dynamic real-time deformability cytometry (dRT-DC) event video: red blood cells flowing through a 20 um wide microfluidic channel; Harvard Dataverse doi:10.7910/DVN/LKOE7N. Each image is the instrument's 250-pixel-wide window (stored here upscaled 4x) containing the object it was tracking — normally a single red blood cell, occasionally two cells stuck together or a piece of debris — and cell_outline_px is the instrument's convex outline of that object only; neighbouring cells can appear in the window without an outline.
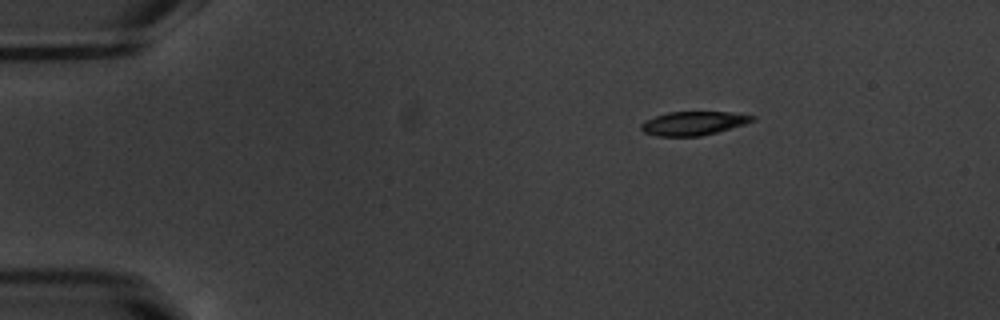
{"species": "common noctule bat (a hibernating species)", "species_latin": "Nyctalus noctula", "temperature_condition": "warm", "stored_images_in_passage": 46, "camera_frame_rate_fps": 3000, "um_per_image_px": 0.085, "animal": {"sex": "male", "body_mass_g": 20.1, "forearm_length_mm": 53.5}, "frame": {"image": 1, "passage_image": 1, "time_ms": 0.0, "image_size_px": [1000, 320], "cell_outline_px": [[756, 120], [744, 124], [716, 132], [700, 136], [656, 136], [644, 132], [640, 128], [640, 124], [644, 120], [668, 112], [728, 112], [756, 116]], "centroid_in_image_um": [58.91, 10.48], "position_along_channel_um": 26.1, "area_um2": 15.32}}
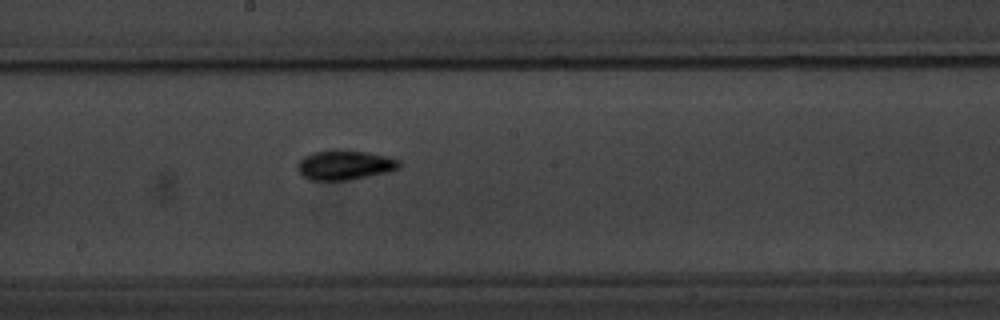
{"frame": {"image": 2, "passage_image": 22, "time_ms": 7.0, "image_size_px": [1000, 320], "cell_outline_px": [[400, 168], [388, 172], [348, 180], [312, 180], [304, 176], [296, 168], [296, 164], [304, 156], [316, 152], [332, 148], [368, 152], [400, 160]], "centroid_in_image_um": [29.29, 14.01], "position_along_channel_um": 218.9, "area_um2": 17.63}}
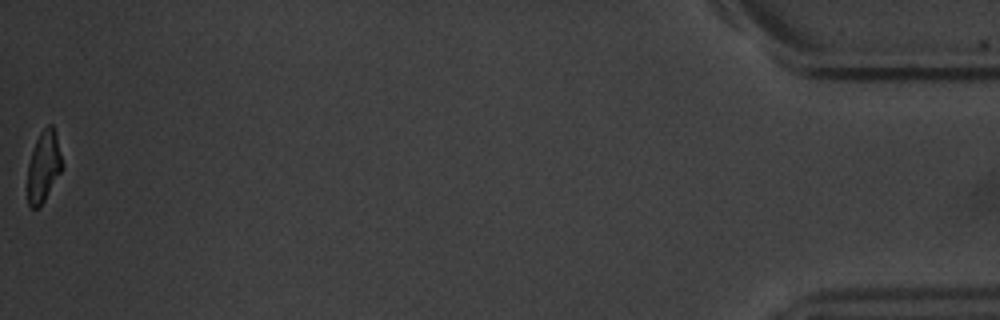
{"frame": {"image": 3, "passage_image": 46, "time_ms": 15.0, "image_size_px": [1000, 320], "cell_outline_px": [[64, 164], [60, 172], [40, 208], [32, 208], [28, 204], [28, 164], [36, 140], [40, 132], [48, 124], [52, 124], [56, 132]], "centroid_in_image_um": [3.73, 14.13], "position_along_channel_um": 431.5, "area_um2": 14.33}, "authors_computed_cell_mechanics": {"area_um2": 16.2418, "velocity_mm_per_s": 3.81, "shape_relaxation_time_tau1_ms": 3.0235, "shape_relaxation_time_tau2_ms": 2.7803, "deformation_change_tau1": 0.1411, "deformation_change_tau2": 0.08}}